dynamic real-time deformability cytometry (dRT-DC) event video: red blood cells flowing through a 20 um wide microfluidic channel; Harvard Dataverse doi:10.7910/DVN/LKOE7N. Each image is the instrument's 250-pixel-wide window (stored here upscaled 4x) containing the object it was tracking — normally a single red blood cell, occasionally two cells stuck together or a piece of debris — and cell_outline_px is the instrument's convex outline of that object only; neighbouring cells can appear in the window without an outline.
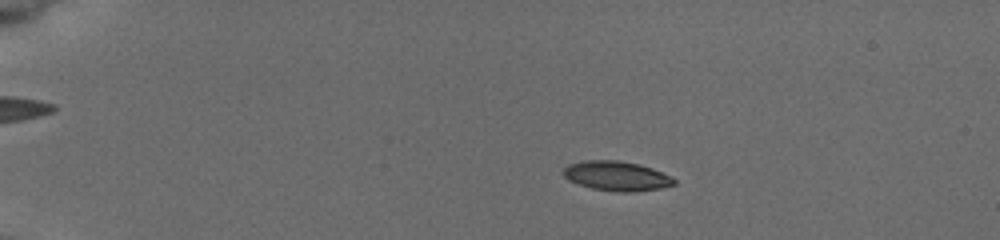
{"species": "common noctule bat (a hibernating species)", "species_latin": "Nyctalus noctula", "temperature_condition": "cold", "stored_images_in_passage": 9, "camera_frame_rate_fps": 3000, "um_per_image_px": 0.085, "animal": {"sex": "female", "body_mass_g": 19.5, "forearm_length_mm": 54.1}, "frame": {"image": 1, "passage_image": 4, "time_ms": 3.667, "image_size_px": [1000, 240], "cell_outline_px": [[676, 184], [660, 188], [628, 192], [616, 192], [592, 188], [568, 180], [560, 172], [568, 164], [584, 160], [620, 160], [640, 164], [652, 168], [672, 176], [676, 180]], "centroid_in_image_um": [52.4, 14.94], "position_along_channel_um": 32.6, "area_um2": 19.25}}
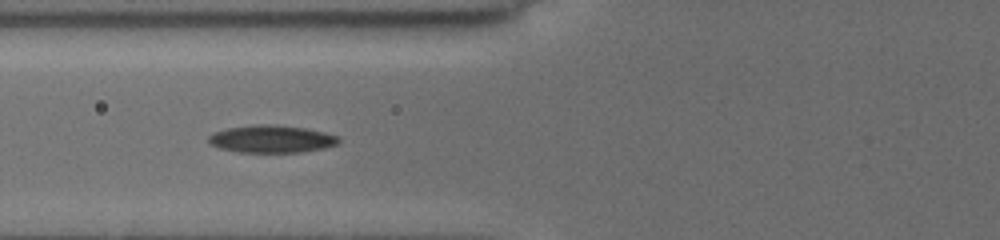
{"frame": {"image": 2, "passage_image": 7, "time_ms": 7.667, "image_size_px": [1000, 240], "cell_outline_px": [[340, 140], [336, 144], [324, 148], [304, 152], [236, 152], [220, 148], [208, 144], [208, 136], [216, 132], [228, 128], [252, 124], [276, 124], [304, 128], [324, 132], [340, 136]], "centroid_in_image_um": [23.08, 11.81], "position_along_channel_um": 102.7, "area_um2": 20.98}}
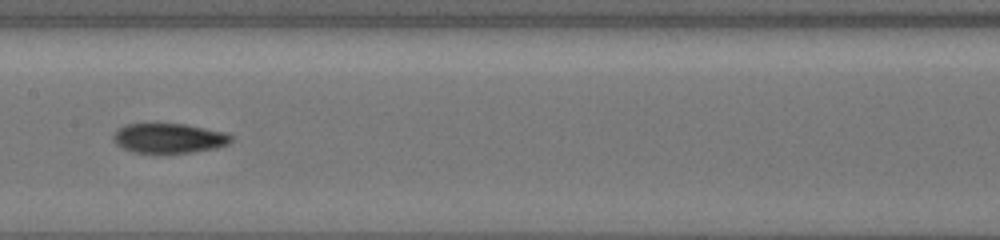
{"frame": {"image": 3, "passage_image": 9, "time_ms": 10.0, "image_size_px": [1000, 240], "cell_outline_px": [[232, 140], [228, 144], [216, 148], [192, 152], [132, 152], [116, 144], [112, 140], [112, 136], [116, 128], [124, 124], [184, 124], [224, 132], [232, 136]], "centroid_in_image_um": [14.31, 11.74], "position_along_channel_um": 193.1, "area_um2": 20.29}}